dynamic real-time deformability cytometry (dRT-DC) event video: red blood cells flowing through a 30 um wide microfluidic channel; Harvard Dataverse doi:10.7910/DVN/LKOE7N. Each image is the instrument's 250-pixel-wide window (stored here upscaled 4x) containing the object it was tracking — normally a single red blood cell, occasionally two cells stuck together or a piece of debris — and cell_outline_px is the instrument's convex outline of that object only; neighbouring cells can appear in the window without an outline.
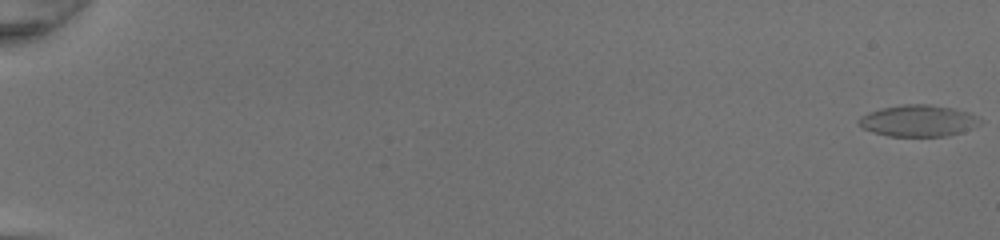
{"species": "common noctule bat (a hibernating species)", "species_latin": "Nyctalus noctula", "temperature_condition": "room temperature", "stored_images_in_passage": 52, "camera_frame_rate_fps": 3000, "um_per_image_px": 0.085, "animal": {"sex": "female", "body_mass_g": 20.0, "forearm_length_mm": 54.0}, "frame": {"image": 1, "passage_image": 1, "time_ms": 0.0, "image_size_px": [1000, 240], "cell_outline_px": [[984, 120], [980, 124], [972, 128], [948, 136], [888, 136], [872, 132], [856, 124], [856, 120], [860, 116], [880, 108], [904, 104], [928, 104], [952, 108], [968, 112], [980, 116]], "centroid_in_image_um": [78.06, 10.26], "position_along_channel_um": 6.9, "area_um2": 22.54}}
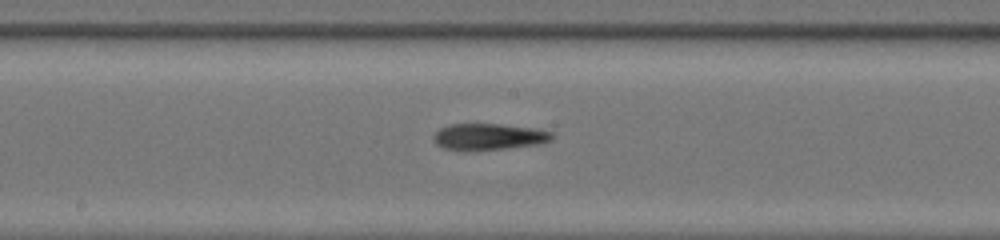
{"frame": {"image": 2, "passage_image": 31, "time_ms": 10.0, "image_size_px": [1000, 240], "cell_outline_px": [[556, 136], [552, 140], [540, 144], [476, 152], [464, 152], [444, 148], [436, 144], [432, 140], [432, 136], [440, 128], [448, 124], [500, 124], [536, 128], [552, 132]], "centroid_in_image_um": [41.53, 11.65], "position_along_channel_um": 206.7, "area_um2": 18.96}}
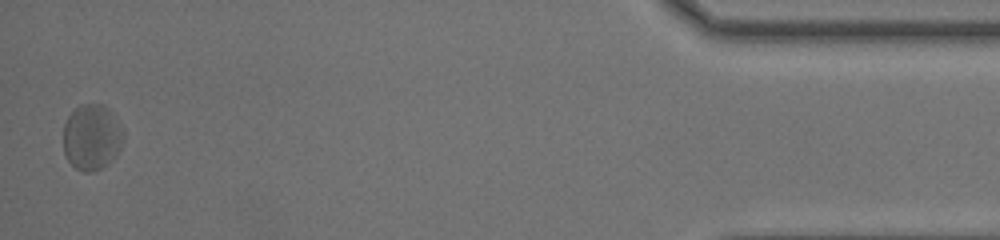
{"frame": {"image": 3, "passage_image": 52, "time_ms": 17.0, "image_size_px": [1000, 240], "cell_outline_px": [[124, 136], [120, 148], [116, 156], [100, 168], [92, 172], [84, 172], [76, 168], [68, 160], [64, 152], [64, 124], [68, 116], [80, 104], [104, 104], [108, 108], [124, 132]], "centroid_in_image_um": [7.8, 11.65], "position_along_channel_um": 427.4, "area_um2": 22.83}, "authors_computed_cell_mechanics": {"area_um2": 20.4323, "velocity_mm_per_s": 4.1997, "shape_relaxation_time_tau1_ms": 2.6333, "shape_relaxation_time_tau2_ms": 2.2064, "deformation_change_tau1": 0.094, "deformation_change_tau2": 0.1034}}